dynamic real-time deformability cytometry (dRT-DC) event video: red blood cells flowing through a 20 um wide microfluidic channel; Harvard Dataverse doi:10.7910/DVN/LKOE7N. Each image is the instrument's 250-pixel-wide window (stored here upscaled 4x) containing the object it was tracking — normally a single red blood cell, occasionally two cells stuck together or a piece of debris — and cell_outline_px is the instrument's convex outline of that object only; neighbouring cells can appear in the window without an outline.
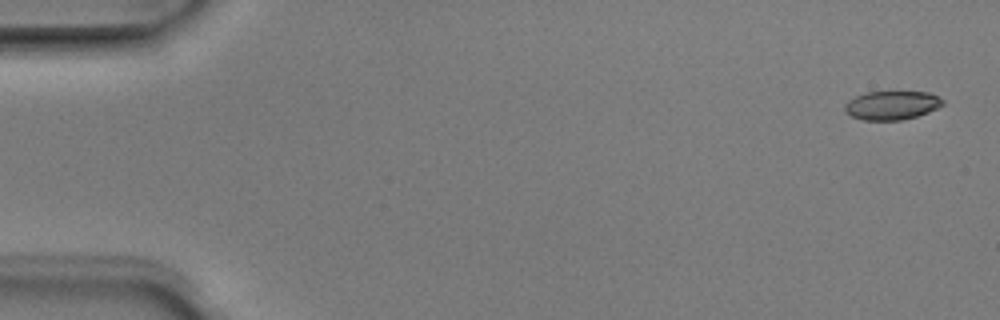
{"species": "Egyptian fruit bat (a non-hibernating species)", "species_latin": "Rousettus aegyptiacus", "temperature_condition": "room temperature", "stored_images_in_passage": 3, "camera_frame_rate_fps": 3000, "um_per_image_px": 0.085, "animal": {"sex": "male"}, "frame": {"image": 1, "passage_image": 1, "time_ms": 0.0, "image_size_px": [1000, 320], "cell_outline_px": [[944, 104], [928, 112], [916, 116], [900, 120], [864, 120], [852, 116], [844, 112], [844, 104], [848, 100], [856, 96], [868, 92], [928, 92], [944, 100]], "centroid_in_image_um": [75.77, 8.95], "position_along_channel_um": 9.2, "area_um2": 16.3}}